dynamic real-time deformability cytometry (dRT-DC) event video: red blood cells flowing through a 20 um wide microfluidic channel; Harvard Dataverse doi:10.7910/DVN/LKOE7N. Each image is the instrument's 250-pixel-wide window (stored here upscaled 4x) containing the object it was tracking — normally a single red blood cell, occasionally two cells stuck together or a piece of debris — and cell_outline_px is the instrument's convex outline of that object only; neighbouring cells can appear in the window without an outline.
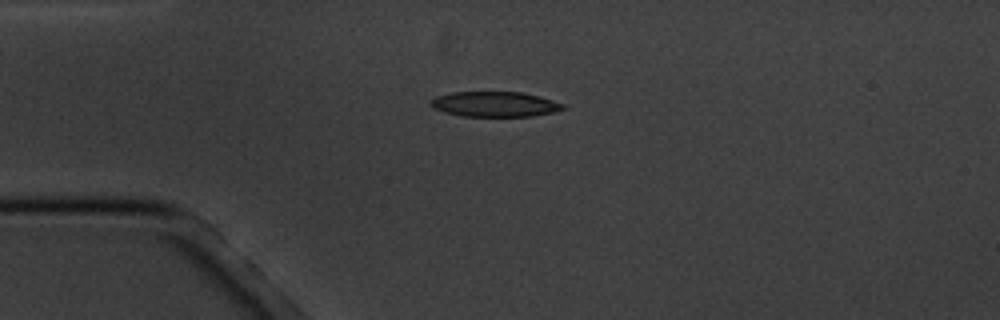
{"species": "common noctule bat (a hibernating species)", "species_latin": "Nyctalus noctula", "temperature_condition": "cold", "stored_images_in_passage": 3, "camera_frame_rate_fps": 3000, "um_per_image_px": 0.085, "animal": {"sex": "male", "body_mass_g": 20.1, "forearm_length_mm": 53.5}, "frame": {"image": 1, "passage_image": 1, "time_ms": 0.0, "image_size_px": [1000, 320], "cell_outline_px": [[564, 108], [552, 112], [532, 116], [464, 116], [444, 112], [432, 108], [428, 104], [428, 100], [436, 96], [452, 92], [520, 92], [540, 96], [564, 104]], "centroid_in_image_um": [41.98, 8.85], "position_along_channel_um": 43.0, "area_um2": 19.42}}
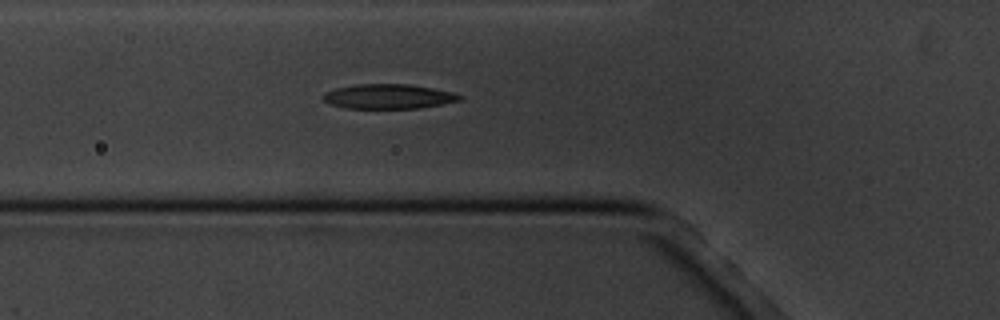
{"frame": {"image": 2, "passage_image": 3, "time_ms": 2.0, "image_size_px": [1000, 320], "cell_outline_px": [[460, 100], [444, 104], [416, 108], [344, 108], [332, 104], [324, 100], [324, 92], [336, 88], [356, 84], [408, 84], [456, 92], [460, 96]], "centroid_in_image_um": [33.03, 8.19], "position_along_channel_um": 92.8, "area_um2": 19.48}}